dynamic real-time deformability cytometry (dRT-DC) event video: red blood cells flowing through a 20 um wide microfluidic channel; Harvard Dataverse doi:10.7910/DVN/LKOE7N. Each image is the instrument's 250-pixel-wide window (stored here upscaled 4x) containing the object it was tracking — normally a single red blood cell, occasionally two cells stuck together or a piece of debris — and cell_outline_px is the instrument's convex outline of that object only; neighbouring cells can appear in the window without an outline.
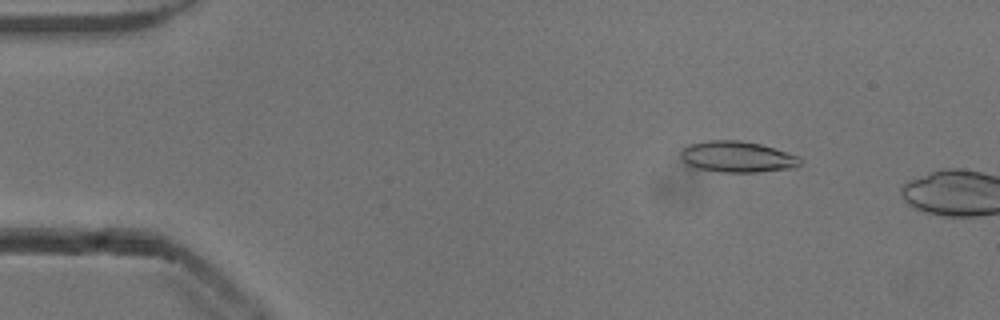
{"species": "common noctule bat (a hibernating species)", "species_latin": "Nyctalus noctula", "temperature_condition": "cold", "stored_images_in_passage": 6, "camera_frame_rate_fps": 3000, "um_per_image_px": 0.085, "animal": {"sex": "male", "body_mass_g": 13.3}, "frame": {"image": 1, "passage_image": 3, "time_ms": 0.667, "image_size_px": [1000, 320], "cell_outline_px": [[804, 164], [796, 168], [760, 172], [720, 172], [696, 168], [688, 164], [680, 156], [680, 152], [688, 144], [708, 140], [740, 140], [760, 144], [800, 156]], "centroid_in_image_um": [62.72, 13.33], "position_along_channel_um": 22.3, "area_um2": 21.91}}